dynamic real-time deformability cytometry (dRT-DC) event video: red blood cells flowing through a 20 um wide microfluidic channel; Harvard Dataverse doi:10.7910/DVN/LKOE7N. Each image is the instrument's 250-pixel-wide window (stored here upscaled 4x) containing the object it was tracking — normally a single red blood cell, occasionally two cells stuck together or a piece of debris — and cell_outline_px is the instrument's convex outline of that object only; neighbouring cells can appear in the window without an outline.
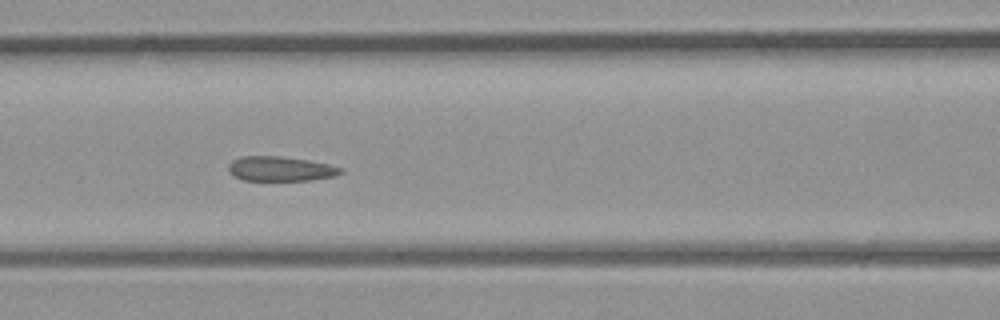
{"species": "common noctule bat (a hibernating species)", "species_latin": "Nyctalus noctula", "temperature_condition": "room temperature", "stored_images_in_passage": 10, "camera_frame_rate_fps": 3000, "um_per_image_px": 0.085, "animal": {"sex": "male", "body_mass_g": 23.1, "forearm_length_mm": 52.7}, "frame": {"image": 1, "passage_image": 7, "time_ms": 2.0, "image_size_px": [1000, 320], "cell_outline_px": [[344, 172], [336, 176], [312, 180], [244, 180], [228, 172], [228, 164], [232, 160], [240, 156], [280, 156], [308, 160], [328, 164], [344, 168]], "centroid_in_image_um": [23.86, 14.34], "position_along_channel_um": 142.7, "area_um2": 16.24}}